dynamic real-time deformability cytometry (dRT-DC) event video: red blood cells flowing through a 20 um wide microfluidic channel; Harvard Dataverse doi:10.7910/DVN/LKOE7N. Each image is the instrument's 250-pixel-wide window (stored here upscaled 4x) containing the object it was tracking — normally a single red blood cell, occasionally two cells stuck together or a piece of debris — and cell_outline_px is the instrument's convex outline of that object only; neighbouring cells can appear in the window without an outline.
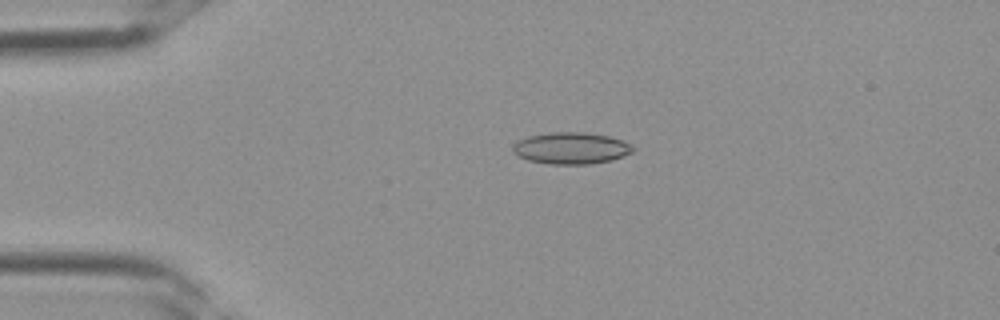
{"species": "Egyptian fruit bat (a non-hibernating species)", "species_latin": "Rousettus aegyptiacus", "temperature_condition": "room temperature", "stored_images_in_passage": 1, "camera_frame_rate_fps": 3000, "um_per_image_px": 0.085, "frame": {"image": 1, "passage_image": 1, "time_ms": 0.0, "image_size_px": [1000, 320], "cell_outline_px": [[636, 148], [632, 152], [624, 156], [612, 160], [588, 164], [548, 164], [528, 160], [516, 156], [512, 152], [512, 144], [528, 136], [552, 132], [584, 132], [608, 136], [632, 144]], "centroid_in_image_um": [48.53, 12.6], "position_along_channel_um": 36.5, "area_um2": 22.31}}